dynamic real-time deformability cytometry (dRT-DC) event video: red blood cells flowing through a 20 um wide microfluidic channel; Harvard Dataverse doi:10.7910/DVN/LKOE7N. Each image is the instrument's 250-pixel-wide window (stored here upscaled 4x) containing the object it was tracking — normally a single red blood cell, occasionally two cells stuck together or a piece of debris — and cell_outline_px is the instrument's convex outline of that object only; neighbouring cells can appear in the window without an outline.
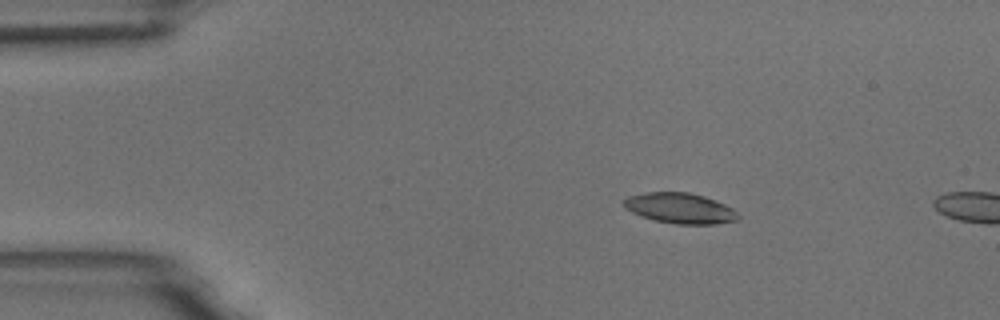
{"species": "common noctule bat (a hibernating species)", "species_latin": "Nyctalus noctula", "temperature_condition": "room temperature", "stored_images_in_passage": 3, "camera_frame_rate_fps": 3000, "um_per_image_px": 0.085, "animal": {"sex": "male", "body_mass_g": 18.8}, "frame": {"image": 1, "passage_image": 2, "time_ms": 1.0, "image_size_px": [1000, 320], "cell_outline_px": [[740, 216], [736, 220], [716, 224], [676, 224], [656, 220], [632, 212], [624, 208], [624, 200], [628, 196], [648, 192], [688, 192], [704, 196], [716, 200], [732, 208]], "centroid_in_image_um": [57.82, 17.69], "position_along_channel_um": 27.2, "area_um2": 20.11}}